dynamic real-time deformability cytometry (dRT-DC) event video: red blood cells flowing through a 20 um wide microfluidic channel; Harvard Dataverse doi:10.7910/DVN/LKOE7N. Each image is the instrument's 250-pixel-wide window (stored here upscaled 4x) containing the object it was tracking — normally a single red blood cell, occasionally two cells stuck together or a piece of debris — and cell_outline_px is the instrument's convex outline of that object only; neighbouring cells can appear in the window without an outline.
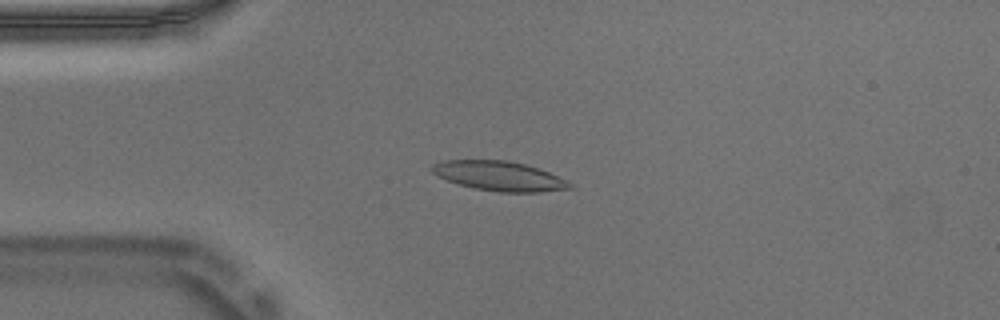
{"species": "Egyptian fruit bat (a non-hibernating species)", "species_latin": "Rousettus aegyptiacus", "temperature_condition": "warm", "stored_images_in_passage": 44, "camera_frame_rate_fps": 3000, "um_per_image_px": 0.085, "animal": {"sex": "male"}, "frame": {"image": 1, "passage_image": 3, "time_ms": 0.667, "image_size_px": [1000, 320], "cell_outline_px": [[576, 188], [540, 192], [500, 192], [472, 188], [448, 180], [432, 172], [428, 168], [432, 164], [444, 160], [508, 160], [524, 164], [548, 172], [568, 180]], "centroid_in_image_um": [42.46, 14.96], "position_along_channel_um": 42.5, "area_um2": 23.76}}
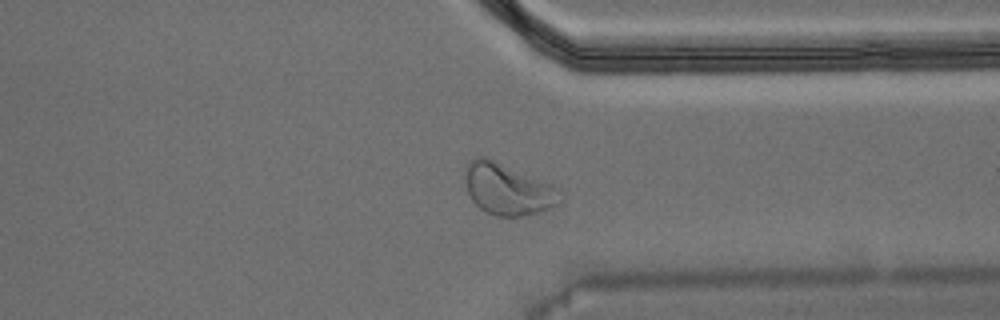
{"frame": {"image": 2, "passage_image": 31, "time_ms": 10.0, "image_size_px": [1000, 320], "cell_outline_px": [[564, 196], [556, 204], [540, 212], [520, 216], [496, 216], [484, 212], [472, 200], [468, 192], [464, 180], [464, 176], [468, 160], [476, 156], [484, 156], [552, 184]], "centroid_in_image_um": [43.12, 16.07], "position_along_channel_um": 368.3, "area_um2": 28.44}}
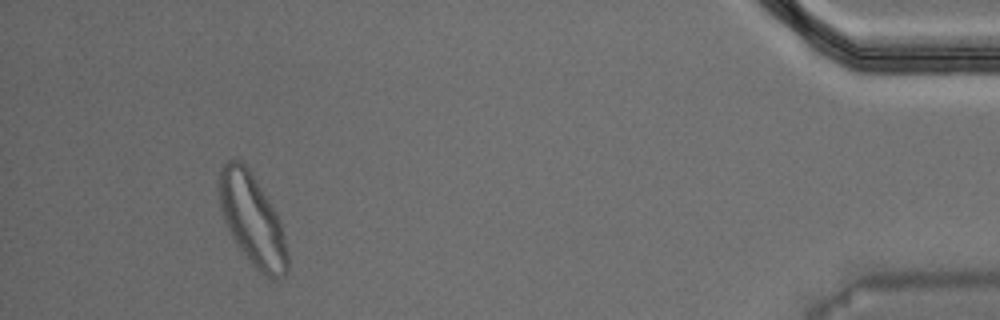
{"frame": {"image": 3, "passage_image": 40, "time_ms": 13.0, "image_size_px": [1000, 320], "cell_outline_px": [[288, 272], [284, 276], [276, 280], [272, 280], [260, 272], [252, 264], [236, 244], [228, 232], [224, 220], [220, 204], [216, 180], [224, 164], [228, 160], [240, 160], [248, 168], [276, 212], [280, 220], [288, 252]], "centroid_in_image_um": [21.44, 18.72], "position_along_channel_um": 413.8, "area_um2": 36.53}, "authors_computed_cell_mechanics": {"area_um2": 23.8136, "velocity_mm_per_s": 3.7029, "shape_relaxation_time_tau1_ms": 9.3427, "shape_relaxation_time_tau2_ms": 1.463, "deformation_change_tau1": 0.2556, "deformation_change_tau2": 0.0713}}